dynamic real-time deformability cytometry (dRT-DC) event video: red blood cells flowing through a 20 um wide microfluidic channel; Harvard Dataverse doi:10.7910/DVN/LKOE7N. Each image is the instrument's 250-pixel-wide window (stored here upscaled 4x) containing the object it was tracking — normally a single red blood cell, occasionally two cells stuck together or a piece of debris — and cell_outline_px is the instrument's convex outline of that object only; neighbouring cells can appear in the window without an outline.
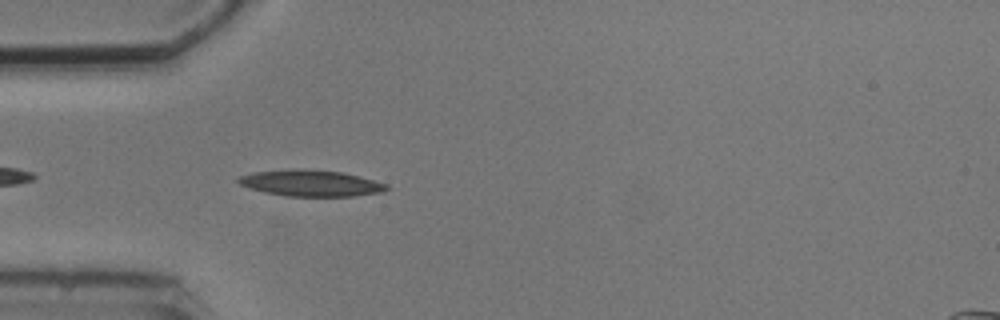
{"species": "common noctule bat (a hibernating species)", "species_latin": "Nyctalus noctula", "temperature_condition": "cold", "stored_images_in_passage": 4, "camera_frame_rate_fps": 3000, "um_per_image_px": 0.085, "animal": {"sex": "male", "body_mass_g": 20.5, "forearm_length_mm": 52.5}, "frame": {"image": 1, "passage_image": 4, "time_ms": 3.667, "image_size_px": [1000, 320], "cell_outline_px": [[388, 188], [380, 192], [352, 196], [288, 196], [264, 192], [240, 184], [236, 180], [240, 176], [252, 172], [288, 168], [300, 168], [344, 172], [388, 184]], "centroid_in_image_um": [26.39, 15.55], "position_along_channel_um": 58.6, "area_um2": 22.72}}